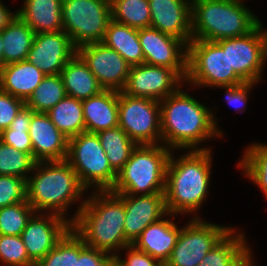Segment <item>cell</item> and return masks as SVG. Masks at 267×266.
Wrapping results in <instances>:
<instances>
[{
  "mask_svg": "<svg viewBox=\"0 0 267 266\" xmlns=\"http://www.w3.org/2000/svg\"><path fill=\"white\" fill-rule=\"evenodd\" d=\"M193 90L196 89L184 83L160 101L162 144L171 150L214 149L210 142L219 143L227 136L219 123L224 118L216 115L220 108L214 99L206 103L211 96L203 94L202 101Z\"/></svg>",
  "mask_w": 267,
  "mask_h": 266,
  "instance_id": "6da1fadb",
  "label": "cell"
},
{
  "mask_svg": "<svg viewBox=\"0 0 267 266\" xmlns=\"http://www.w3.org/2000/svg\"><path fill=\"white\" fill-rule=\"evenodd\" d=\"M214 152L215 149L172 150L165 184L168 213L185 219L204 218L201 209L211 198L210 189H213Z\"/></svg>",
  "mask_w": 267,
  "mask_h": 266,
  "instance_id": "7a4b0ae2",
  "label": "cell"
},
{
  "mask_svg": "<svg viewBox=\"0 0 267 266\" xmlns=\"http://www.w3.org/2000/svg\"><path fill=\"white\" fill-rule=\"evenodd\" d=\"M26 190L27 201L35 212L55 213L71 223L88 193L66 159L36 162L26 180Z\"/></svg>",
  "mask_w": 267,
  "mask_h": 266,
  "instance_id": "3957f363",
  "label": "cell"
},
{
  "mask_svg": "<svg viewBox=\"0 0 267 266\" xmlns=\"http://www.w3.org/2000/svg\"><path fill=\"white\" fill-rule=\"evenodd\" d=\"M123 199L111 190L88 192L73 231L92 248L116 255L131 245L125 237Z\"/></svg>",
  "mask_w": 267,
  "mask_h": 266,
  "instance_id": "277c9868",
  "label": "cell"
},
{
  "mask_svg": "<svg viewBox=\"0 0 267 266\" xmlns=\"http://www.w3.org/2000/svg\"><path fill=\"white\" fill-rule=\"evenodd\" d=\"M248 4L246 0H192V39L216 42L252 32L263 19Z\"/></svg>",
  "mask_w": 267,
  "mask_h": 266,
  "instance_id": "5b68a950",
  "label": "cell"
},
{
  "mask_svg": "<svg viewBox=\"0 0 267 266\" xmlns=\"http://www.w3.org/2000/svg\"><path fill=\"white\" fill-rule=\"evenodd\" d=\"M171 152L163 144L137 145L117 173L111 191L130 195L165 193L166 169Z\"/></svg>",
  "mask_w": 267,
  "mask_h": 266,
  "instance_id": "8992f818",
  "label": "cell"
},
{
  "mask_svg": "<svg viewBox=\"0 0 267 266\" xmlns=\"http://www.w3.org/2000/svg\"><path fill=\"white\" fill-rule=\"evenodd\" d=\"M185 83L200 91L244 83L229 66L228 38L216 42L192 39Z\"/></svg>",
  "mask_w": 267,
  "mask_h": 266,
  "instance_id": "52a82bcc",
  "label": "cell"
},
{
  "mask_svg": "<svg viewBox=\"0 0 267 266\" xmlns=\"http://www.w3.org/2000/svg\"><path fill=\"white\" fill-rule=\"evenodd\" d=\"M66 160L88 192L112 190L115 185L117 173L111 168L96 133L82 132L68 139Z\"/></svg>",
  "mask_w": 267,
  "mask_h": 266,
  "instance_id": "ba28073f",
  "label": "cell"
},
{
  "mask_svg": "<svg viewBox=\"0 0 267 266\" xmlns=\"http://www.w3.org/2000/svg\"><path fill=\"white\" fill-rule=\"evenodd\" d=\"M110 0H62V25L76 49L100 43L110 21Z\"/></svg>",
  "mask_w": 267,
  "mask_h": 266,
  "instance_id": "9c48e42d",
  "label": "cell"
},
{
  "mask_svg": "<svg viewBox=\"0 0 267 266\" xmlns=\"http://www.w3.org/2000/svg\"><path fill=\"white\" fill-rule=\"evenodd\" d=\"M186 220L164 266H198L213 246L234 227L233 224L225 225L206 218Z\"/></svg>",
  "mask_w": 267,
  "mask_h": 266,
  "instance_id": "30bf717a",
  "label": "cell"
},
{
  "mask_svg": "<svg viewBox=\"0 0 267 266\" xmlns=\"http://www.w3.org/2000/svg\"><path fill=\"white\" fill-rule=\"evenodd\" d=\"M118 126L137 144H162L160 101L118 92Z\"/></svg>",
  "mask_w": 267,
  "mask_h": 266,
  "instance_id": "8fae6325",
  "label": "cell"
},
{
  "mask_svg": "<svg viewBox=\"0 0 267 266\" xmlns=\"http://www.w3.org/2000/svg\"><path fill=\"white\" fill-rule=\"evenodd\" d=\"M230 68L243 82H264L267 71V25L263 21L250 33L228 38Z\"/></svg>",
  "mask_w": 267,
  "mask_h": 266,
  "instance_id": "7c38bea8",
  "label": "cell"
},
{
  "mask_svg": "<svg viewBox=\"0 0 267 266\" xmlns=\"http://www.w3.org/2000/svg\"><path fill=\"white\" fill-rule=\"evenodd\" d=\"M187 69H170L142 63L131 66L122 92L133 97L161 101L175 93L184 83Z\"/></svg>",
  "mask_w": 267,
  "mask_h": 266,
  "instance_id": "4fadbf2b",
  "label": "cell"
},
{
  "mask_svg": "<svg viewBox=\"0 0 267 266\" xmlns=\"http://www.w3.org/2000/svg\"><path fill=\"white\" fill-rule=\"evenodd\" d=\"M71 229V222L55 213L35 212L20 235L29 259L36 265Z\"/></svg>",
  "mask_w": 267,
  "mask_h": 266,
  "instance_id": "5bb4252c",
  "label": "cell"
},
{
  "mask_svg": "<svg viewBox=\"0 0 267 266\" xmlns=\"http://www.w3.org/2000/svg\"><path fill=\"white\" fill-rule=\"evenodd\" d=\"M77 54L104 90H123L131 65L117 51L100 42L79 47Z\"/></svg>",
  "mask_w": 267,
  "mask_h": 266,
  "instance_id": "9a60e30c",
  "label": "cell"
},
{
  "mask_svg": "<svg viewBox=\"0 0 267 266\" xmlns=\"http://www.w3.org/2000/svg\"><path fill=\"white\" fill-rule=\"evenodd\" d=\"M144 63L170 69H187L188 45L153 28L138 29Z\"/></svg>",
  "mask_w": 267,
  "mask_h": 266,
  "instance_id": "2e32d148",
  "label": "cell"
},
{
  "mask_svg": "<svg viewBox=\"0 0 267 266\" xmlns=\"http://www.w3.org/2000/svg\"><path fill=\"white\" fill-rule=\"evenodd\" d=\"M76 53L65 31L39 33L35 34L27 60L45 75H58Z\"/></svg>",
  "mask_w": 267,
  "mask_h": 266,
  "instance_id": "e0dca14e",
  "label": "cell"
},
{
  "mask_svg": "<svg viewBox=\"0 0 267 266\" xmlns=\"http://www.w3.org/2000/svg\"><path fill=\"white\" fill-rule=\"evenodd\" d=\"M124 202V230L126 240L132 245L143 230L167 214L165 193L148 195L118 194Z\"/></svg>",
  "mask_w": 267,
  "mask_h": 266,
  "instance_id": "ac0fdd59",
  "label": "cell"
},
{
  "mask_svg": "<svg viewBox=\"0 0 267 266\" xmlns=\"http://www.w3.org/2000/svg\"><path fill=\"white\" fill-rule=\"evenodd\" d=\"M150 26L184 41H192V0H148Z\"/></svg>",
  "mask_w": 267,
  "mask_h": 266,
  "instance_id": "d6986e66",
  "label": "cell"
},
{
  "mask_svg": "<svg viewBox=\"0 0 267 266\" xmlns=\"http://www.w3.org/2000/svg\"><path fill=\"white\" fill-rule=\"evenodd\" d=\"M244 227L234 226L206 254L198 266H260ZM250 240V241H248ZM250 242V243H249ZM256 257V258H255Z\"/></svg>",
  "mask_w": 267,
  "mask_h": 266,
  "instance_id": "ffe728a7",
  "label": "cell"
},
{
  "mask_svg": "<svg viewBox=\"0 0 267 266\" xmlns=\"http://www.w3.org/2000/svg\"><path fill=\"white\" fill-rule=\"evenodd\" d=\"M183 218L185 217L168 213L161 220L146 227L132 245L164 265L176 245Z\"/></svg>",
  "mask_w": 267,
  "mask_h": 266,
  "instance_id": "44dd1931",
  "label": "cell"
},
{
  "mask_svg": "<svg viewBox=\"0 0 267 266\" xmlns=\"http://www.w3.org/2000/svg\"><path fill=\"white\" fill-rule=\"evenodd\" d=\"M33 158L39 161L65 160L68 138L52 123L47 113H35L29 126Z\"/></svg>",
  "mask_w": 267,
  "mask_h": 266,
  "instance_id": "7402d4cb",
  "label": "cell"
},
{
  "mask_svg": "<svg viewBox=\"0 0 267 266\" xmlns=\"http://www.w3.org/2000/svg\"><path fill=\"white\" fill-rule=\"evenodd\" d=\"M17 15L35 32L63 30L62 0H21Z\"/></svg>",
  "mask_w": 267,
  "mask_h": 266,
  "instance_id": "603a6c76",
  "label": "cell"
},
{
  "mask_svg": "<svg viewBox=\"0 0 267 266\" xmlns=\"http://www.w3.org/2000/svg\"><path fill=\"white\" fill-rule=\"evenodd\" d=\"M85 132L98 133L118 126V91L102 90L82 100Z\"/></svg>",
  "mask_w": 267,
  "mask_h": 266,
  "instance_id": "cb8c5ba5",
  "label": "cell"
},
{
  "mask_svg": "<svg viewBox=\"0 0 267 266\" xmlns=\"http://www.w3.org/2000/svg\"><path fill=\"white\" fill-rule=\"evenodd\" d=\"M45 76L28 60L9 63L0 69V89L26 102Z\"/></svg>",
  "mask_w": 267,
  "mask_h": 266,
  "instance_id": "d4e9b609",
  "label": "cell"
},
{
  "mask_svg": "<svg viewBox=\"0 0 267 266\" xmlns=\"http://www.w3.org/2000/svg\"><path fill=\"white\" fill-rule=\"evenodd\" d=\"M242 147L243 152L234 167L241 172L242 179L256 186L267 201V142L252 140Z\"/></svg>",
  "mask_w": 267,
  "mask_h": 266,
  "instance_id": "484cf974",
  "label": "cell"
},
{
  "mask_svg": "<svg viewBox=\"0 0 267 266\" xmlns=\"http://www.w3.org/2000/svg\"><path fill=\"white\" fill-rule=\"evenodd\" d=\"M60 76L66 94L79 100L88 99L104 90L77 53L66 63Z\"/></svg>",
  "mask_w": 267,
  "mask_h": 266,
  "instance_id": "4316f807",
  "label": "cell"
},
{
  "mask_svg": "<svg viewBox=\"0 0 267 266\" xmlns=\"http://www.w3.org/2000/svg\"><path fill=\"white\" fill-rule=\"evenodd\" d=\"M102 43L117 51L131 66L144 63L138 29L112 19L105 31Z\"/></svg>",
  "mask_w": 267,
  "mask_h": 266,
  "instance_id": "83f0119b",
  "label": "cell"
},
{
  "mask_svg": "<svg viewBox=\"0 0 267 266\" xmlns=\"http://www.w3.org/2000/svg\"><path fill=\"white\" fill-rule=\"evenodd\" d=\"M4 66L27 60L35 32L18 16L1 31Z\"/></svg>",
  "mask_w": 267,
  "mask_h": 266,
  "instance_id": "f1b7e54d",
  "label": "cell"
},
{
  "mask_svg": "<svg viewBox=\"0 0 267 266\" xmlns=\"http://www.w3.org/2000/svg\"><path fill=\"white\" fill-rule=\"evenodd\" d=\"M47 114L68 139L85 132L82 100L66 95Z\"/></svg>",
  "mask_w": 267,
  "mask_h": 266,
  "instance_id": "f546056e",
  "label": "cell"
},
{
  "mask_svg": "<svg viewBox=\"0 0 267 266\" xmlns=\"http://www.w3.org/2000/svg\"><path fill=\"white\" fill-rule=\"evenodd\" d=\"M96 134L111 168L118 173L129 160L131 152L137 144L119 126Z\"/></svg>",
  "mask_w": 267,
  "mask_h": 266,
  "instance_id": "4dcf8cb0",
  "label": "cell"
},
{
  "mask_svg": "<svg viewBox=\"0 0 267 266\" xmlns=\"http://www.w3.org/2000/svg\"><path fill=\"white\" fill-rule=\"evenodd\" d=\"M66 95L60 74L46 75L25 104L34 112L47 113Z\"/></svg>",
  "mask_w": 267,
  "mask_h": 266,
  "instance_id": "1f68e13d",
  "label": "cell"
},
{
  "mask_svg": "<svg viewBox=\"0 0 267 266\" xmlns=\"http://www.w3.org/2000/svg\"><path fill=\"white\" fill-rule=\"evenodd\" d=\"M112 19L135 29L150 27L148 0H110Z\"/></svg>",
  "mask_w": 267,
  "mask_h": 266,
  "instance_id": "d6a6232c",
  "label": "cell"
},
{
  "mask_svg": "<svg viewBox=\"0 0 267 266\" xmlns=\"http://www.w3.org/2000/svg\"><path fill=\"white\" fill-rule=\"evenodd\" d=\"M35 113L25 105L16 115L9 128L0 133V140L6 145L33 156L32 142L28 131L32 116Z\"/></svg>",
  "mask_w": 267,
  "mask_h": 266,
  "instance_id": "836d02e7",
  "label": "cell"
},
{
  "mask_svg": "<svg viewBox=\"0 0 267 266\" xmlns=\"http://www.w3.org/2000/svg\"><path fill=\"white\" fill-rule=\"evenodd\" d=\"M36 162L31 154L19 151L0 140V175L17 176L27 180Z\"/></svg>",
  "mask_w": 267,
  "mask_h": 266,
  "instance_id": "e575fe53",
  "label": "cell"
},
{
  "mask_svg": "<svg viewBox=\"0 0 267 266\" xmlns=\"http://www.w3.org/2000/svg\"><path fill=\"white\" fill-rule=\"evenodd\" d=\"M77 261H79V236L71 228L35 266H76Z\"/></svg>",
  "mask_w": 267,
  "mask_h": 266,
  "instance_id": "d590c367",
  "label": "cell"
},
{
  "mask_svg": "<svg viewBox=\"0 0 267 266\" xmlns=\"http://www.w3.org/2000/svg\"><path fill=\"white\" fill-rule=\"evenodd\" d=\"M34 213L27 200L0 208V235L20 236Z\"/></svg>",
  "mask_w": 267,
  "mask_h": 266,
  "instance_id": "8d00e7d4",
  "label": "cell"
},
{
  "mask_svg": "<svg viewBox=\"0 0 267 266\" xmlns=\"http://www.w3.org/2000/svg\"><path fill=\"white\" fill-rule=\"evenodd\" d=\"M0 266H35L20 236L0 235Z\"/></svg>",
  "mask_w": 267,
  "mask_h": 266,
  "instance_id": "74e56055",
  "label": "cell"
},
{
  "mask_svg": "<svg viewBox=\"0 0 267 266\" xmlns=\"http://www.w3.org/2000/svg\"><path fill=\"white\" fill-rule=\"evenodd\" d=\"M258 85L259 84L254 82H244L233 86H218L214 88L213 92L217 89H219L218 91H224V94H222L224 95L222 101L225 102V106L231 107L234 113L240 115L246 114V111H248V101L251 100L250 95H254L252 92L257 89L256 87H258Z\"/></svg>",
  "mask_w": 267,
  "mask_h": 266,
  "instance_id": "f35d334b",
  "label": "cell"
},
{
  "mask_svg": "<svg viewBox=\"0 0 267 266\" xmlns=\"http://www.w3.org/2000/svg\"><path fill=\"white\" fill-rule=\"evenodd\" d=\"M27 200L26 179L0 175V208Z\"/></svg>",
  "mask_w": 267,
  "mask_h": 266,
  "instance_id": "ab89813d",
  "label": "cell"
},
{
  "mask_svg": "<svg viewBox=\"0 0 267 266\" xmlns=\"http://www.w3.org/2000/svg\"><path fill=\"white\" fill-rule=\"evenodd\" d=\"M76 266H117L115 255L87 246L79 237V261Z\"/></svg>",
  "mask_w": 267,
  "mask_h": 266,
  "instance_id": "60d3db41",
  "label": "cell"
},
{
  "mask_svg": "<svg viewBox=\"0 0 267 266\" xmlns=\"http://www.w3.org/2000/svg\"><path fill=\"white\" fill-rule=\"evenodd\" d=\"M115 256L117 266H164L159 260L136 249L133 245L124 247Z\"/></svg>",
  "mask_w": 267,
  "mask_h": 266,
  "instance_id": "b9f144b4",
  "label": "cell"
},
{
  "mask_svg": "<svg viewBox=\"0 0 267 266\" xmlns=\"http://www.w3.org/2000/svg\"><path fill=\"white\" fill-rule=\"evenodd\" d=\"M25 101L0 89V133L10 124L25 106Z\"/></svg>",
  "mask_w": 267,
  "mask_h": 266,
  "instance_id": "7bdbcfd3",
  "label": "cell"
},
{
  "mask_svg": "<svg viewBox=\"0 0 267 266\" xmlns=\"http://www.w3.org/2000/svg\"><path fill=\"white\" fill-rule=\"evenodd\" d=\"M9 6L7 1L0 0V32L15 18L17 9ZM12 9V10H11Z\"/></svg>",
  "mask_w": 267,
  "mask_h": 266,
  "instance_id": "ee69618b",
  "label": "cell"
},
{
  "mask_svg": "<svg viewBox=\"0 0 267 266\" xmlns=\"http://www.w3.org/2000/svg\"><path fill=\"white\" fill-rule=\"evenodd\" d=\"M4 66V53H3V41L0 32V69Z\"/></svg>",
  "mask_w": 267,
  "mask_h": 266,
  "instance_id": "f6af8a7d",
  "label": "cell"
}]
</instances>
